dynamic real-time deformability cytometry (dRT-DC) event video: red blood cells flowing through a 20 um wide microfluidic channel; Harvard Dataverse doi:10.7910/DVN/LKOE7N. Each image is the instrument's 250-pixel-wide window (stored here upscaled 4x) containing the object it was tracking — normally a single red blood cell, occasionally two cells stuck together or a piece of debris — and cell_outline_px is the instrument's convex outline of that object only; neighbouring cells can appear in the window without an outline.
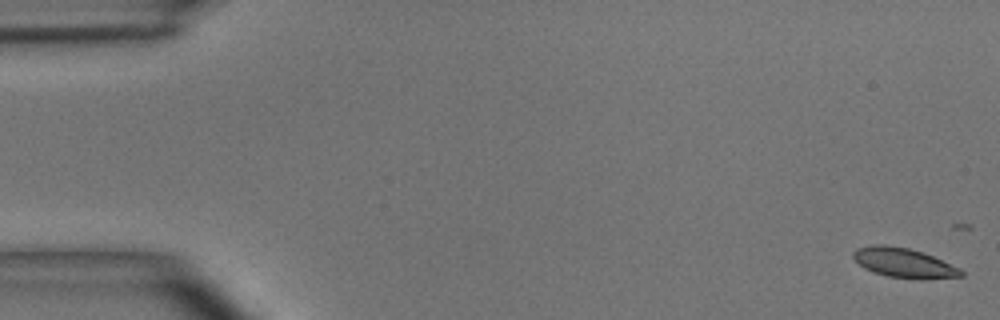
{"species": "common noctule bat (a hibernating species)", "species_latin": "Nyctalus noctula", "temperature_condition": "room temperature", "stored_images_in_passage": 8, "camera_frame_rate_fps": 3000, "um_per_image_px": 0.085, "animal": {"sex": "male", "body_mass_g": 15.6}, "frame": {"image": 1, "passage_image": 1, "time_ms": 0.0, "image_size_px": [1000, 320], "cell_outline_px": [[964, 276], [924, 280], [920, 280], [888, 276], [864, 268], [852, 256], [852, 252], [856, 248], [872, 244], [884, 244], [908, 248], [924, 252], [960, 268], [964, 272]], "centroid_in_image_um": [76.85, 22.34], "position_along_channel_um": 8.1, "area_um2": 18.79}}